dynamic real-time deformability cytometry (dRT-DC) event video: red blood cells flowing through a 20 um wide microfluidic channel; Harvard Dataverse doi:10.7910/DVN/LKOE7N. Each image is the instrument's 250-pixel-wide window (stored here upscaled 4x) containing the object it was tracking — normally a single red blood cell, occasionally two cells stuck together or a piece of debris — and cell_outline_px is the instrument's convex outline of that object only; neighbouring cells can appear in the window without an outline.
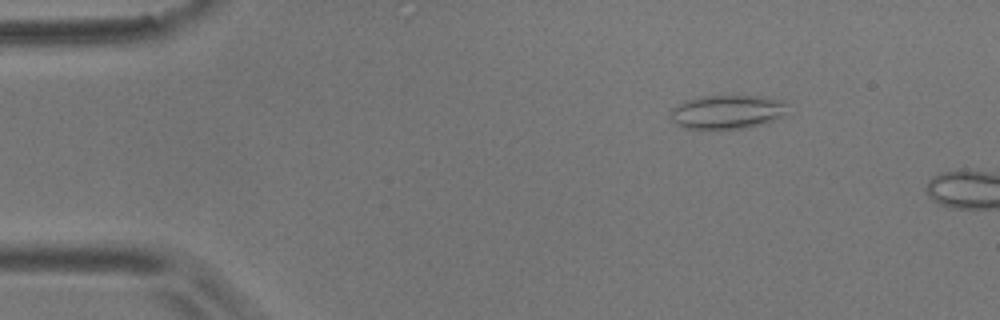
{"species": "common noctule bat (a hibernating species)", "species_latin": "Nyctalus noctula", "temperature_condition": "room temperature", "stored_images_in_passage": 11, "camera_frame_rate_fps": 3000, "um_per_image_px": 0.085, "animal": {"sex": "male", "body_mass_g": 17.9}, "frame": {"image": 1, "passage_image": 8, "time_ms": 2.333, "image_size_px": [1000, 320], "cell_outline_px": [[788, 104], [784, 116], [776, 120], [744, 128], [684, 128], [676, 124], [668, 116], [672, 108], [688, 100], [704, 96], [760, 96], [780, 100]], "centroid_in_image_um": [61.82, 9.51], "position_along_channel_um": 23.2, "area_um2": 22.89}}